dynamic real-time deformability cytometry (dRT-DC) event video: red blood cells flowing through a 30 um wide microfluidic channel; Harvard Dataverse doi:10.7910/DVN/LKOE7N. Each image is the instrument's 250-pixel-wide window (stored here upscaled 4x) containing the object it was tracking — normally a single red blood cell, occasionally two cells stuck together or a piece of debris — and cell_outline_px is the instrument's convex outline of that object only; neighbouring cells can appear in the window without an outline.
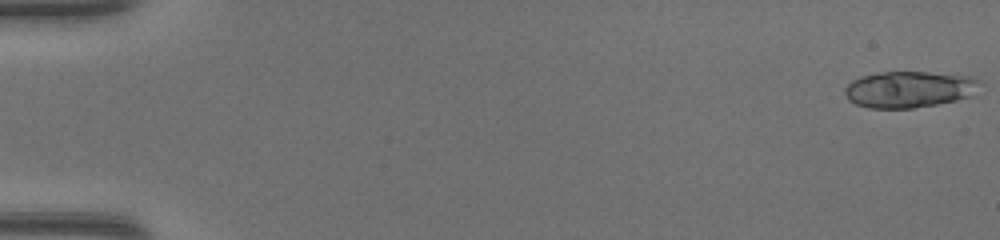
{"species": "common noctule bat (a hibernating species)", "species_latin": "Nyctalus noctula", "temperature_condition": "warm", "stored_images_in_passage": 19, "camera_frame_rate_fps": 3000, "um_per_image_px": 0.085, "animal": {"sex": "female", "body_mass_g": 17.0, "forearm_length_mm": 48.0}, "frame": {"image": 1, "passage_image": 1, "time_ms": 0.0, "image_size_px": [1000, 240], "cell_outline_px": [[984, 84], [972, 96], [956, 100], [936, 104], [912, 108], [868, 108], [856, 104], [848, 100], [844, 92], [844, 88], [852, 80], [860, 76], [880, 72], [928, 72], [972, 76], [984, 80]], "centroid_in_image_um": [77.34, 7.58], "position_along_channel_um": 7.7, "area_um2": 29.13}}
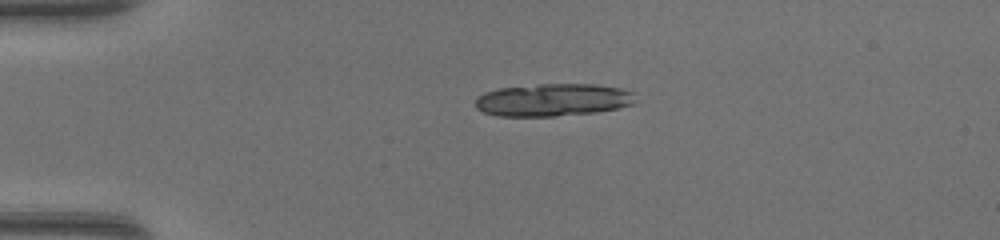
{"frame": {"image": 2, "passage_image": 12, "time_ms": 3.667, "image_size_px": [1000, 240], "cell_outline_px": [[636, 92], [632, 104], [620, 108], [596, 112], [556, 116], [496, 116], [484, 112], [476, 108], [476, 96], [484, 92], [500, 88], [536, 84], [596, 84], [620, 88]], "centroid_in_image_um": [47.0, 8.49], "position_along_channel_um": 38.0, "area_um2": 30.63}}